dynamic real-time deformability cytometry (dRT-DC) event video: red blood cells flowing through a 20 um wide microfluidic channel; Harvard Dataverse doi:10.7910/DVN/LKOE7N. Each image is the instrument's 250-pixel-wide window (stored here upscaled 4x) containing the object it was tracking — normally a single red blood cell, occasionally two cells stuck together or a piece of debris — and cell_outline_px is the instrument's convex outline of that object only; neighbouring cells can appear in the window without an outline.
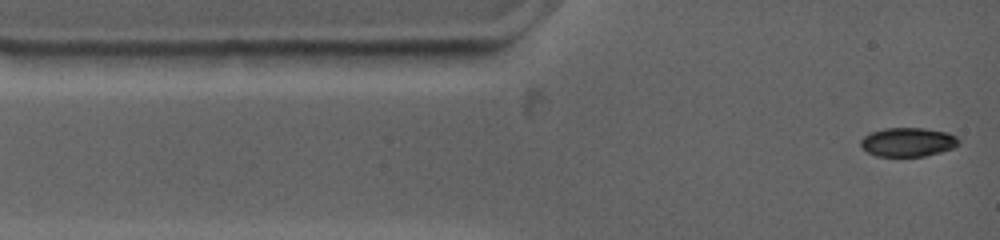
{"species": "common noctule bat (a hibernating species)", "species_latin": "Nyctalus noctula", "temperature_condition": "warm", "stored_images_in_passage": 20, "camera_frame_rate_fps": 4500, "um_per_image_px": 0.085, "animal": {"sex": "female", "body_mass_g": 19.0, "forearm_length_mm": 53.3}, "frame": {"image": 1, "passage_image": 1, "time_ms": 0.0, "image_size_px": [1000, 240], "cell_outline_px": [[956, 144], [952, 148], [940, 152], [924, 156], [876, 156], [868, 152], [860, 144], [860, 140], [864, 136], [872, 132], [884, 128], [924, 128], [948, 132], [956, 136]], "centroid_in_image_um": [77.14, 12.07], "position_along_channel_um": 7.9, "area_um2": 16.3}}
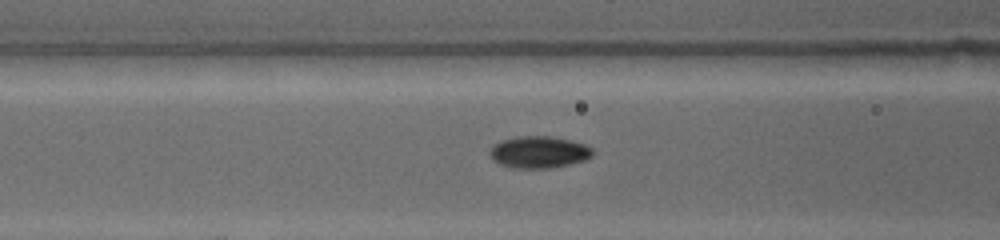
{"frame": {"image": 2, "passage_image": 8, "time_ms": 4.0, "image_size_px": [1000, 240], "cell_outline_px": [[592, 156], [584, 160], [568, 164], [548, 168], [516, 168], [500, 164], [492, 156], [492, 148], [496, 144], [504, 140], [520, 136], [548, 136], [568, 140], [584, 144], [592, 148]], "centroid_in_image_um": [45.85, 12.93], "position_along_channel_um": 120.7, "area_um2": 18.44}}
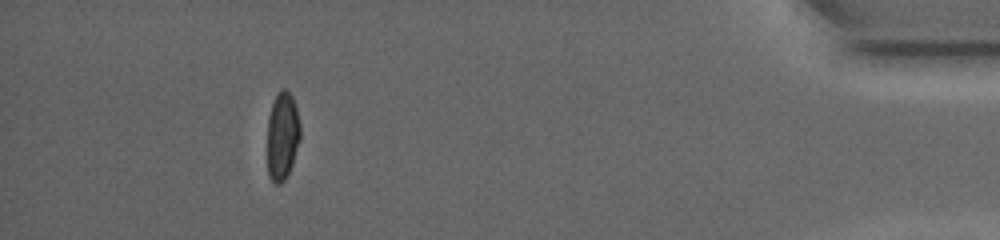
{"frame": {"image": 3, "passage_image": 18, "time_ms": 13.778, "image_size_px": [1000, 240], "cell_outline_px": [[300, 140], [288, 172], [284, 180], [280, 184], [276, 184], [272, 180], [268, 172], [268, 120], [272, 104], [276, 92], [280, 88], [284, 88], [292, 96], [296, 108], [300, 124]], "centroid_in_image_um": [24.0, 11.51], "position_along_channel_um": 411.2, "area_um2": 16.7}, "authors_computed_cell_mechanics": {"area_um2": 18.0047, "velocity_mm_per_s": 3.7974, "shape_relaxation_time_tau1_ms": 5.8745, "shape_relaxation_time_tau2_ms": null, "deformation_change_tau1": 0.1806, "deformation_change_tau2": null}}